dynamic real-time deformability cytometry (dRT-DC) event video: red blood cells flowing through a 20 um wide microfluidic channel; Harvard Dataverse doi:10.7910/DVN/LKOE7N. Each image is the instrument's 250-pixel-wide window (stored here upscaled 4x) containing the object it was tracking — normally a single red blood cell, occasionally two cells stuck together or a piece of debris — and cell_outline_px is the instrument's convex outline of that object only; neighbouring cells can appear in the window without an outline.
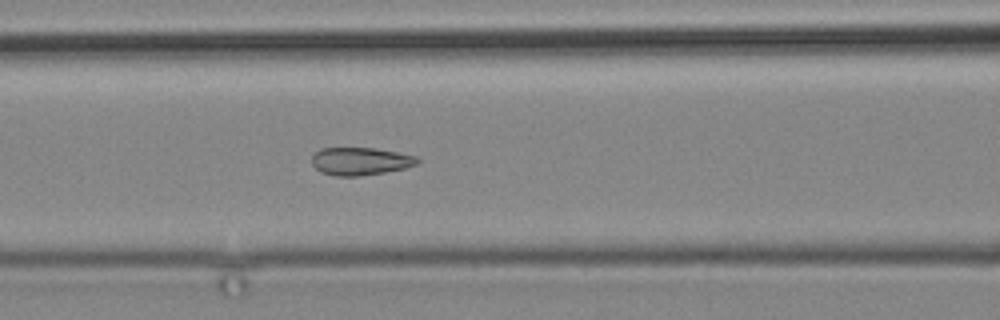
{"species": "common noctule bat (a hibernating species)", "species_latin": "Nyctalus noctula", "temperature_condition": "cold", "stored_images_in_passage": 9, "camera_frame_rate_fps": 3000, "um_per_image_px": 0.085, "animal": {"sex": "male", "body_mass_g": 19.2, "forearm_length_mm": 51.8}, "frame": {"image": 1, "passage_image": 9, "time_ms": 13.0, "image_size_px": [1000, 320], "cell_outline_px": [[420, 160], [416, 164], [404, 168], [384, 172], [360, 176], [336, 176], [320, 172], [312, 164], [312, 156], [320, 148], [376, 148], [416, 156]], "centroid_in_image_um": [30.6, 13.7], "position_along_channel_um": 136.0, "area_um2": 16.99}}